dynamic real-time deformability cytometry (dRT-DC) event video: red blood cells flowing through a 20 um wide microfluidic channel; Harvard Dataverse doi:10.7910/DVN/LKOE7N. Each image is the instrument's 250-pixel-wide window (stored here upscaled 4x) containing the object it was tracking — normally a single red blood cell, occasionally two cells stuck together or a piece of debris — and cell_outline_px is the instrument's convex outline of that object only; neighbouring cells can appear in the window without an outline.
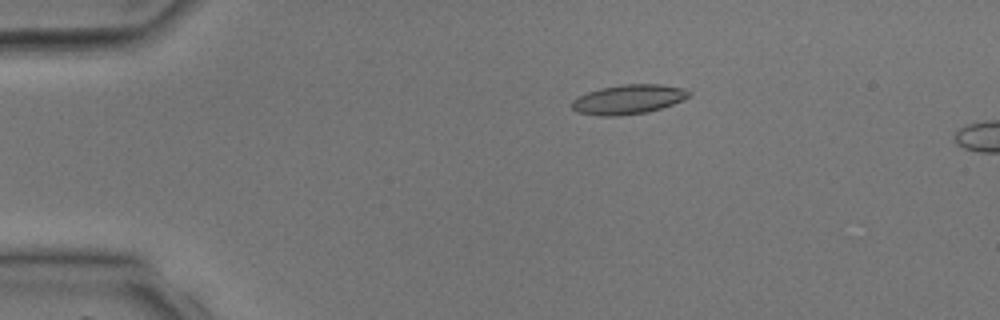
{"species": "common noctule bat (a hibernating species)", "species_latin": "Nyctalus noctula", "temperature_condition": "room temperature", "stored_images_in_passage": 4, "camera_frame_rate_fps": 3000, "um_per_image_px": 0.085, "animal": {"sex": "male", "body_mass_g": 17.9, "forearm_length_mm": 54.2}, "frame": {"image": 1, "passage_image": 3, "time_ms": 4.333, "image_size_px": [1000, 320], "cell_outline_px": [[692, 92], [684, 100], [648, 112], [620, 116], [600, 116], [576, 112], [572, 108], [572, 100], [588, 92], [600, 88], [624, 84], [660, 84], [680, 88]], "centroid_in_image_um": [53.39, 8.45], "position_along_channel_um": 31.6, "area_um2": 20.0}}